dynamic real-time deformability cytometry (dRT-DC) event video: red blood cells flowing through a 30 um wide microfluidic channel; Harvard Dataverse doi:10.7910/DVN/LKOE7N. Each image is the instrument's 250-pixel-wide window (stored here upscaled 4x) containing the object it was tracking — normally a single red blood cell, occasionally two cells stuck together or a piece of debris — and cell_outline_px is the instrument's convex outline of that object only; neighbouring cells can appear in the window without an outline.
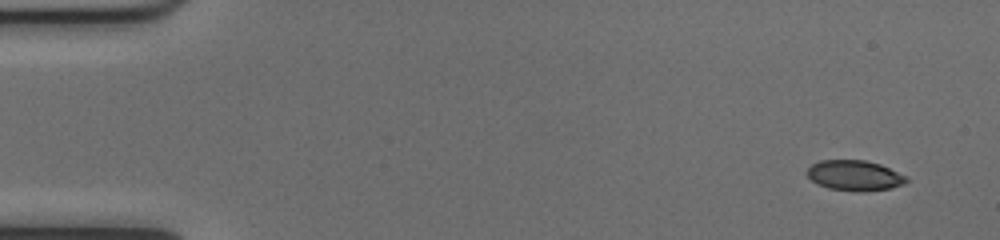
{"species": "common noctule bat (a hibernating species)", "species_latin": "Nyctalus noctula", "temperature_condition": "cold", "stored_images_in_passage": 10, "camera_frame_rate_fps": 3000, "um_per_image_px": 0.085, "animal": {"sex": "female", "body_mass_g": 17.0, "forearm_length_mm": 48.0}, "frame": {"image": 1, "passage_image": 1, "time_ms": 0.0, "image_size_px": [1000, 240], "cell_outline_px": [[908, 180], [904, 184], [888, 188], [860, 192], [828, 188], [816, 184], [804, 172], [812, 164], [820, 160], [864, 160], [880, 164], [908, 176]], "centroid_in_image_um": [72.62, 14.91], "position_along_channel_um": 12.4, "area_um2": 17.63}}